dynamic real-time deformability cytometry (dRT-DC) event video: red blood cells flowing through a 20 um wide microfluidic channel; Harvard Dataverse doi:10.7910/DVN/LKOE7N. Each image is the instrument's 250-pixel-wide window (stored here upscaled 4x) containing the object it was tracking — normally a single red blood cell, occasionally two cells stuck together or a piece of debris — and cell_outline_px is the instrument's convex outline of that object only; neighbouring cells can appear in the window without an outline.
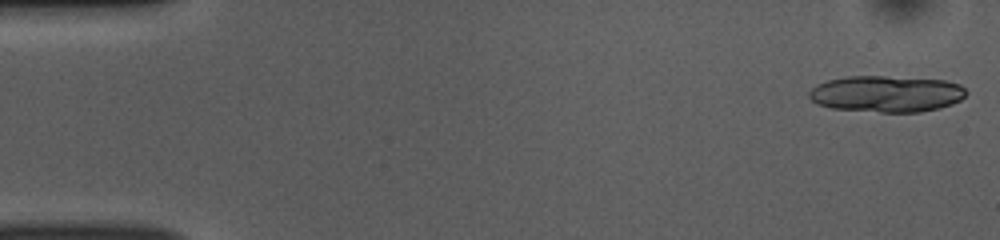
{"species": "common noctule bat (a hibernating species)", "species_latin": "Nyctalus noctula", "temperature_condition": "room temperature", "stored_images_in_passage": 13, "camera_frame_rate_fps": 3000, "um_per_image_px": 0.085, "animal": {"sex": "female", "body_mass_g": 10.0, "forearm_length_mm": 53.1}, "frame": {"image": 1, "passage_image": 1, "time_ms": 0.0, "image_size_px": [1000, 240], "cell_outline_px": [[968, 92], [960, 100], [952, 104], [940, 108], [920, 112], [880, 112], [832, 108], [816, 104], [808, 96], [808, 92], [816, 84], [828, 80], [848, 76], [884, 76], [944, 80], [960, 84]], "centroid_in_image_um": [75.34, 7.98], "position_along_channel_um": 9.7, "area_um2": 33.47}}